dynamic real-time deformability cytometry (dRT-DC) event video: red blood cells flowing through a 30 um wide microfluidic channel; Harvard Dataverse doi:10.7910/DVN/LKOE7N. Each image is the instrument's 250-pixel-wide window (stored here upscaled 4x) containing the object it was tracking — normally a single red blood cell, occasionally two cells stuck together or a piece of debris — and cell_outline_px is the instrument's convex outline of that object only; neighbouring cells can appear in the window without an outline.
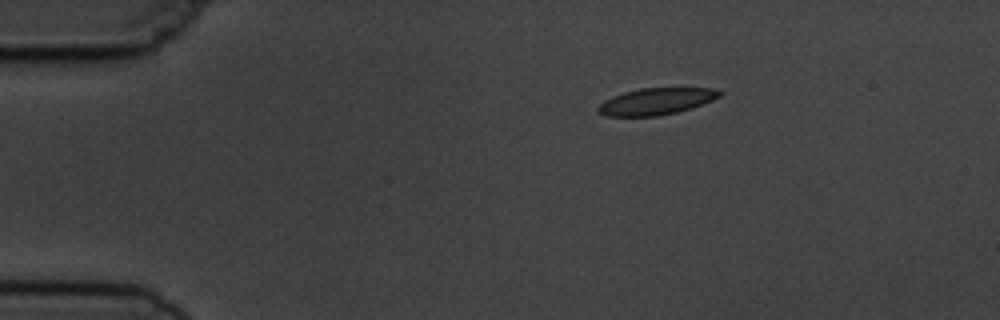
{"species": "common noctule bat (a hibernating species)", "species_latin": "Nyctalus noctula", "temperature_condition": "cold", "stored_images_in_passage": 3, "camera_frame_rate_fps": 3000, "um_per_image_px": 0.085, "animal": {"sex": "male", "body_mass_g": 19.5, "forearm_length_mm": 54.6}, "frame": {"image": 1, "passage_image": 1, "time_ms": 0.0, "image_size_px": [1000, 320], "cell_outline_px": [[724, 92], [720, 96], [712, 100], [692, 108], [676, 112], [656, 116], [604, 116], [596, 112], [596, 108], [604, 100], [612, 96], [624, 92], [640, 88], [716, 88]], "centroid_in_image_um": [55.75, 8.61], "position_along_channel_um": 29.2, "area_um2": 19.02}}